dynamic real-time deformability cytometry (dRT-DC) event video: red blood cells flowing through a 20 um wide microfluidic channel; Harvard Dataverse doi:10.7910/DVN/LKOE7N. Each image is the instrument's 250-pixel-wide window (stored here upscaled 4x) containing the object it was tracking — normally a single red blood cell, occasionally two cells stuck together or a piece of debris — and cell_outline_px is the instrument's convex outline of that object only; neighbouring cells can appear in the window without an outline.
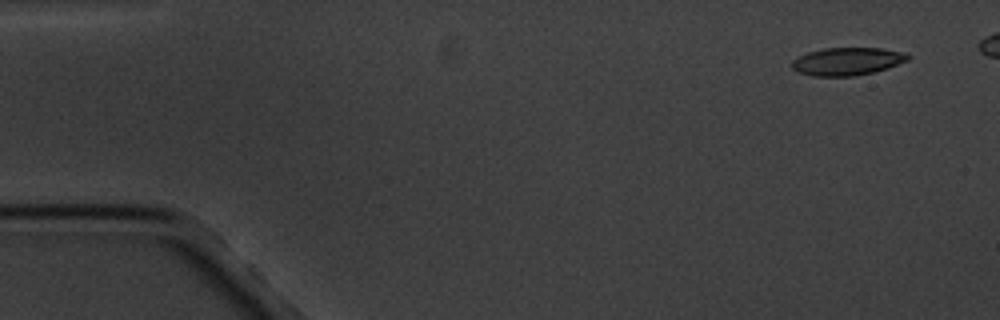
{"species": "common noctule bat (a hibernating species)", "species_latin": "Nyctalus noctula", "temperature_condition": "cold", "stored_images_in_passage": 5, "camera_frame_rate_fps": 3000, "um_per_image_px": 0.085, "animal": {"sex": "male", "body_mass_g": 20.1, "forearm_length_mm": 53.5}, "frame": {"image": 1, "passage_image": 1, "time_ms": 0.0, "image_size_px": [1000, 320], "cell_outline_px": [[908, 60], [888, 68], [856, 76], [812, 76], [796, 72], [792, 68], [792, 60], [796, 56], [808, 52], [824, 48], [880, 48], [900, 52], [908, 56]], "centroid_in_image_um": [71.93, 5.22], "position_along_channel_um": 13.1, "area_um2": 18.73}}